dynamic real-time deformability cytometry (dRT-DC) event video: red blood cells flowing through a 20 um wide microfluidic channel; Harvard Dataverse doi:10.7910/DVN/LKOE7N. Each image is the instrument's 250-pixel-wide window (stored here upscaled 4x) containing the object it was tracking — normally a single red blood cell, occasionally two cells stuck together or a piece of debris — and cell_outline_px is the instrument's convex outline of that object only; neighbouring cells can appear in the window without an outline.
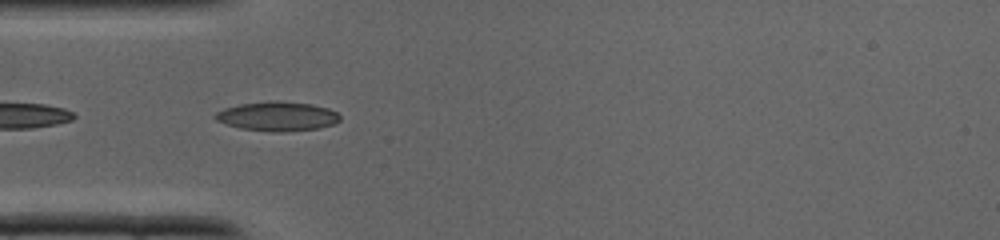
{"species": "common noctule bat (a hibernating species)", "species_latin": "Nyctalus noctula", "temperature_condition": "cold", "stored_images_in_passage": 31, "camera_frame_rate_fps": 3000, "um_per_image_px": 0.085, "animal": {"sex": "male", "body_mass_g": 19.0, "forearm_length_mm": 50.8}, "frame": {"image": 1, "passage_image": 5, "time_ms": 1.333, "image_size_px": [1000, 240], "cell_outline_px": [[340, 120], [336, 124], [320, 128], [280, 132], [272, 132], [240, 128], [216, 120], [212, 116], [216, 112], [224, 108], [240, 104], [272, 100], [276, 100], [312, 104], [328, 108], [336, 112], [340, 116]], "centroid_in_image_um": [23.59, 9.88], "position_along_channel_um": 61.4, "area_um2": 21.44}}
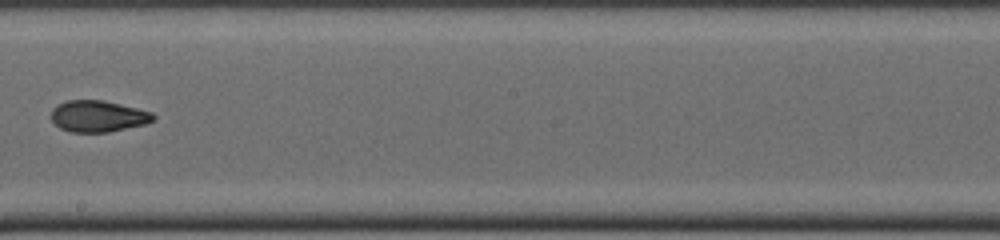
{"frame": {"image": 2, "passage_image": 15, "time_ms": 4.667, "image_size_px": [1000, 240], "cell_outline_px": [[156, 120], [144, 124], [108, 132], [72, 132], [60, 128], [52, 120], [52, 108], [68, 100], [104, 100], [152, 112], [156, 116]], "centroid_in_image_um": [8.36, 9.88], "position_along_channel_um": 239.8, "area_um2": 18.55}}
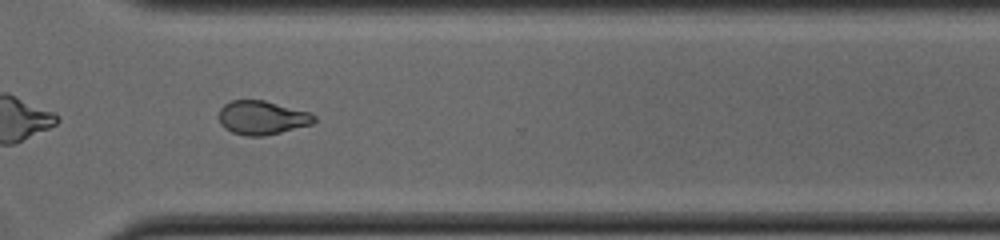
{"frame": {"image": 3, "passage_image": 21, "time_ms": 6.667, "image_size_px": [1000, 240], "cell_outline_px": [[316, 120], [312, 124], [264, 136], [244, 136], [232, 132], [224, 128], [220, 124], [220, 108], [224, 104], [232, 100], [264, 100], [312, 112], [316, 116]], "centroid_in_image_um": [22.29, 10.0], "position_along_channel_um": 348.3, "area_um2": 18.9}}